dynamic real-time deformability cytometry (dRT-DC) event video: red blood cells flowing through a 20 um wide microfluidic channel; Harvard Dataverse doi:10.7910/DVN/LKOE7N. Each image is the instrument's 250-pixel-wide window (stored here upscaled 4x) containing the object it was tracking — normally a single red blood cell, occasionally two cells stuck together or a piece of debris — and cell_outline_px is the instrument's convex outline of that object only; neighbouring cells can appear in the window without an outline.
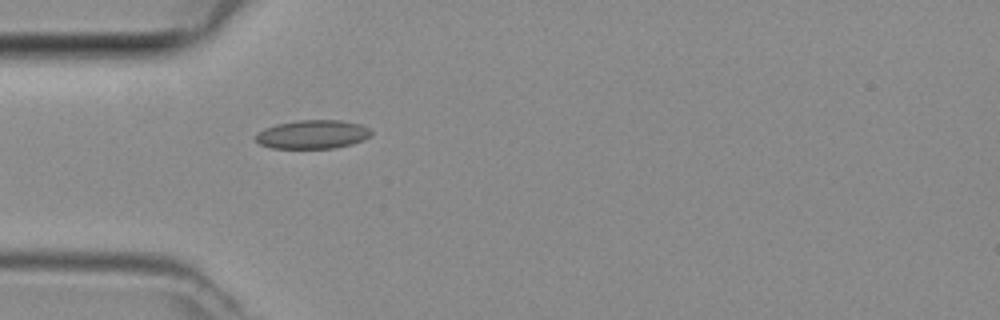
{"species": "common noctule bat (a hibernating species)", "species_latin": "Nyctalus noctula", "temperature_condition": "room temperature", "stored_images_in_passage": 33, "camera_frame_rate_fps": 3000, "um_per_image_px": 0.085, "animal": {"sex": "female", "body_mass_g": 29.2, "forearm_length_mm": 56.3}, "frame": {"image": 1, "passage_image": 1, "time_ms": 0.0, "image_size_px": [1000, 320], "cell_outline_px": [[372, 136], [364, 140], [352, 144], [336, 148], [272, 148], [260, 144], [256, 140], [256, 132], [264, 128], [276, 124], [296, 120], [340, 120], [360, 124], [368, 128], [372, 132]], "centroid_in_image_um": [26.58, 11.42], "position_along_channel_um": 58.4, "area_um2": 19.48}}
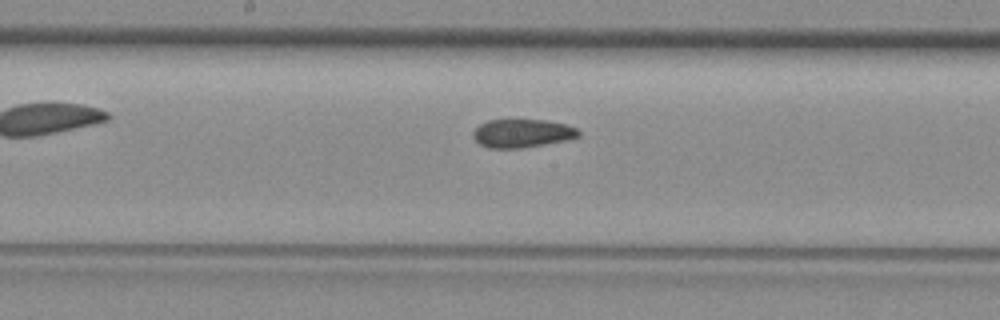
{"frame": {"image": 2, "passage_image": 11, "time_ms": 3.333, "image_size_px": [1000, 320], "cell_outline_px": [[580, 136], [564, 140], [524, 148], [488, 148], [480, 144], [472, 136], [472, 132], [480, 124], [488, 120], [548, 120], [568, 124], [576, 128], [580, 132]], "centroid_in_image_um": [44.38, 11.32], "position_along_channel_um": 203.8, "area_um2": 17.46}}
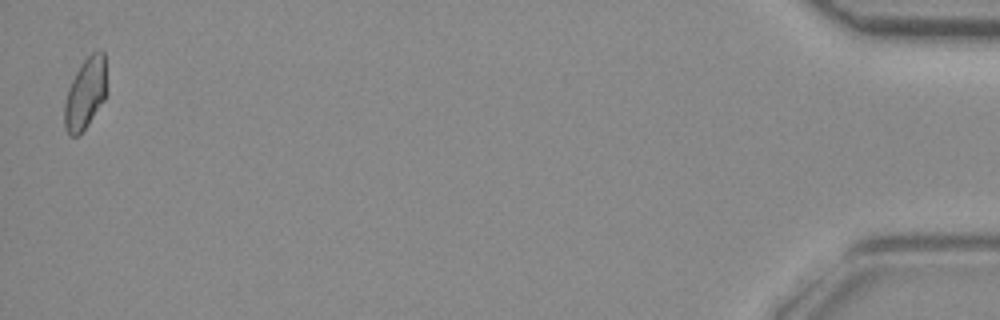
{"frame": {"image": 3, "passage_image": 33, "time_ms": 10.667, "image_size_px": [1000, 320], "cell_outline_px": [[104, 100], [88, 124], [76, 136], [72, 136], [64, 128], [64, 104], [68, 88], [80, 64], [96, 48], [100, 48], [104, 52]], "centroid_in_image_um": [7.22, 7.92], "position_along_channel_um": 428.0, "area_um2": 17.11}}